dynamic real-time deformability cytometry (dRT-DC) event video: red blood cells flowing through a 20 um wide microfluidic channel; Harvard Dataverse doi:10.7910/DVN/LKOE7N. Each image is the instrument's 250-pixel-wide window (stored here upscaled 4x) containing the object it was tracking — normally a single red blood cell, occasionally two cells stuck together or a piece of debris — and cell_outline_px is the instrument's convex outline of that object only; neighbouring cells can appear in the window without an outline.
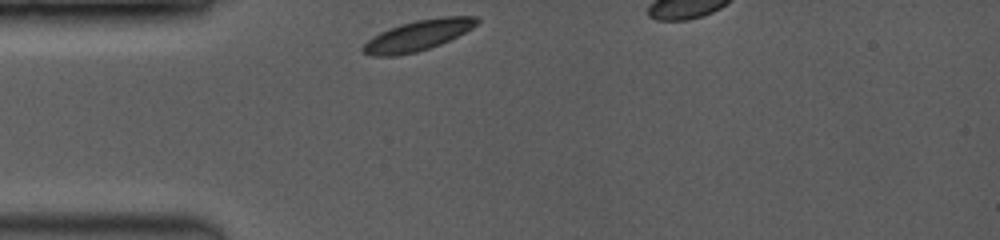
{"species": "common noctule bat (a hibernating species)", "species_latin": "Nyctalus noctula", "temperature_condition": "room temperature", "stored_images_in_passage": 14, "camera_frame_rate_fps": 3500, "um_per_image_px": 0.085, "animal": {"sex": "female", "body_mass_g": 19.0, "forearm_length_mm": 53.3}, "frame": {"image": 1, "passage_image": 1, "time_ms": 0.0, "image_size_px": [1000, 240], "cell_outline_px": [[480, 20], [472, 28], [440, 44], [416, 52], [396, 56], [372, 56], [360, 52], [360, 48], [372, 36], [388, 28], [400, 24], [416, 20], [440, 16], [476, 16]], "centroid_in_image_um": [35.46, 3.01], "position_along_channel_um": 49.5, "area_um2": 20.29}}
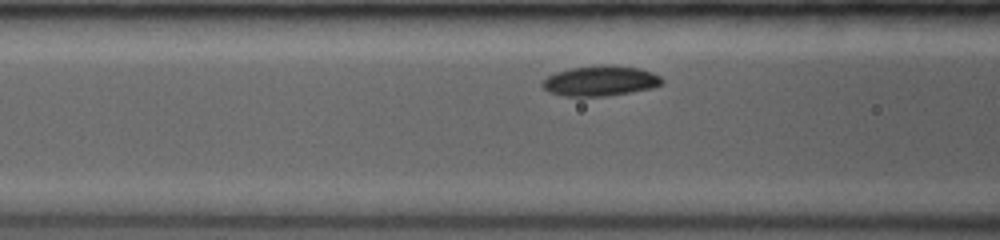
{"frame": {"image": 2, "passage_image": 7, "time_ms": 2.0, "image_size_px": [1000, 240], "cell_outline_px": [[664, 84], [652, 88], [604, 96], [564, 96], [548, 92], [540, 84], [548, 76], [556, 72], [572, 68], [604, 64], [612, 64], [640, 68], [652, 72], [660, 76], [664, 80]], "centroid_in_image_um": [51.05, 6.86], "position_along_channel_um": 115.5, "area_um2": 21.15}}
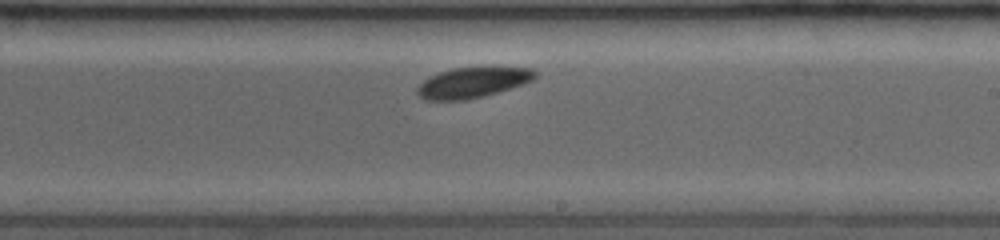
{"frame": {"image": 3, "passage_image": 13, "time_ms": 5.429, "image_size_px": [1000, 240], "cell_outline_px": [[536, 76], [532, 80], [524, 84], [484, 96], [464, 100], [424, 100], [416, 92], [416, 88], [424, 80], [440, 72], [452, 68], [492, 64], [532, 68], [536, 72]], "centroid_in_image_um": [40.24, 6.96], "position_along_channel_um": 248.8, "area_um2": 21.73}}